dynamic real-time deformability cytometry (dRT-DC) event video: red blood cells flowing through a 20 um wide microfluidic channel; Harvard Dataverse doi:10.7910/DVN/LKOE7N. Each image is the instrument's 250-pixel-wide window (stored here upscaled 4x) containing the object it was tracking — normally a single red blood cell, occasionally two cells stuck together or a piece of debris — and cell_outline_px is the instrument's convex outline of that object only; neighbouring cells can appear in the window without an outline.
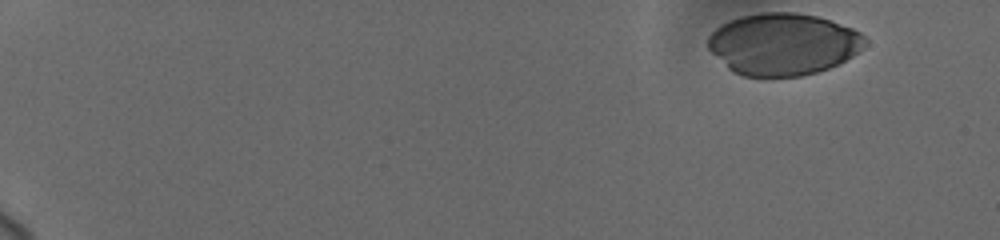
{"species": "human", "species_latin": "Homo sapiens", "temperature_condition": "cold", "stored_images_in_passage": 11, "camera_frame_rate_fps": 3000, "um_per_image_px": 0.085, "donor": {"sex": "female"}, "frame": {"image": 1, "passage_image": 1, "time_ms": 0.0, "image_size_px": [1000, 240], "cell_outline_px": [[868, 40], [864, 48], [840, 64], [816, 72], [800, 76], [744, 76], [732, 72], [708, 48], [708, 36], [720, 24], [744, 16], [764, 12], [796, 12], [816, 16], [852, 28], [860, 32]], "centroid_in_image_um": [66.59, 3.75], "position_along_channel_um": 18.4, "area_um2": 56.47}}